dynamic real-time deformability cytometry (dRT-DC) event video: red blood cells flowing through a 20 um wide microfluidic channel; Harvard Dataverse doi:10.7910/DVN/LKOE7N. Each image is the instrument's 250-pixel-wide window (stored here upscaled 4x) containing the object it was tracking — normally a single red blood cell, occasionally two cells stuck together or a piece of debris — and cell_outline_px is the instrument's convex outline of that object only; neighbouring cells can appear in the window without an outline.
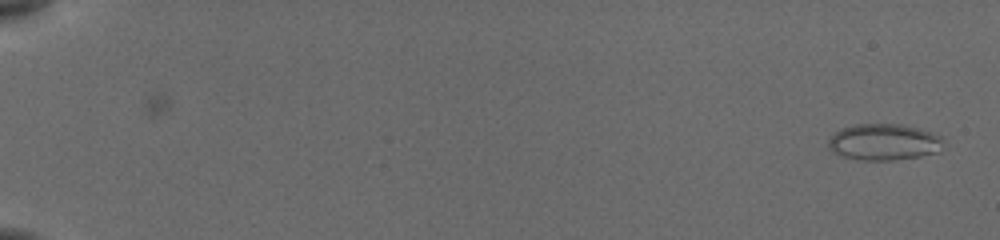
{"species": "common noctule bat (a hibernating species)", "species_latin": "Nyctalus noctula", "temperature_condition": "cold", "stored_images_in_passage": 45, "camera_frame_rate_fps": 3000, "um_per_image_px": 0.085, "animal": {"sex": "female", "body_mass_g": 19.5, "forearm_length_mm": 54.1}, "frame": {"image": 1, "passage_image": 1, "time_ms": 0.0, "image_size_px": [1000, 240], "cell_outline_px": [[944, 148], [940, 152], [920, 156], [892, 160], [856, 160], [840, 156], [832, 152], [828, 148], [828, 140], [840, 128], [856, 124], [900, 124], [916, 128], [940, 136]], "centroid_in_image_um": [75.09, 12.09], "position_along_channel_um": 9.9, "area_um2": 24.51}}
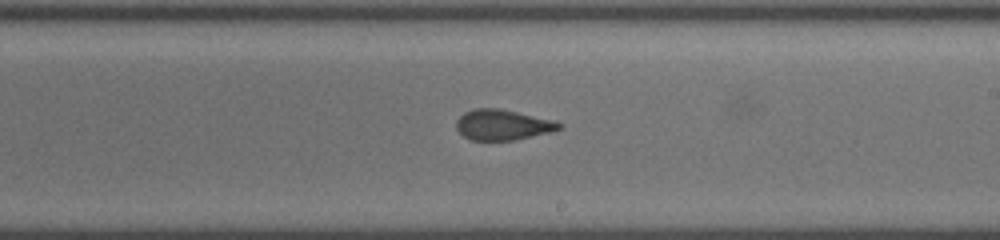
{"frame": {"image": 2, "passage_image": 31, "time_ms": 11.0, "image_size_px": [1000, 240], "cell_outline_px": [[564, 124], [556, 132], [512, 140], [468, 140], [456, 128], [456, 120], [464, 112], [476, 108], [500, 108], [556, 120]], "centroid_in_image_um": [42.78, 10.61], "position_along_channel_um": 246.2, "area_um2": 18.61}}
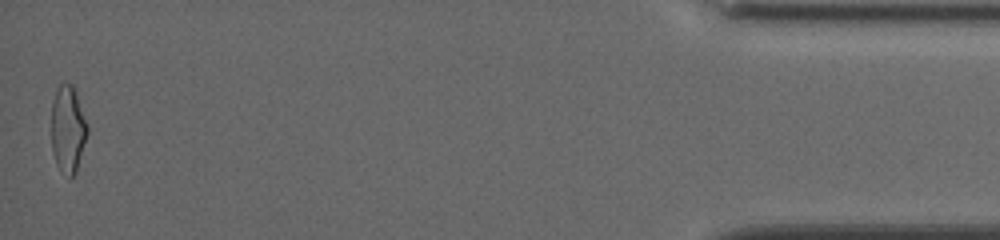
{"frame": {"image": 3, "passage_image": 45, "time_ms": 17.667, "image_size_px": [1000, 240], "cell_outline_px": [[88, 132], [76, 172], [72, 176], [68, 176], [60, 172], [56, 164], [52, 152], [52, 100], [56, 88], [60, 84], [72, 84], [88, 128]], "centroid_in_image_um": [5.75, 11.01], "position_along_channel_um": 429.5, "area_um2": 18.03}, "authors_computed_cell_mechanics": {"area_um2": 19.8254, "velocity_mm_per_s": 3.8857, "shape_relaxation_time_tau1_ms": null, "shape_relaxation_time_tau2_ms": 1.5333, "deformation_change_tau1": null, "deformation_change_tau2": 0.07}}